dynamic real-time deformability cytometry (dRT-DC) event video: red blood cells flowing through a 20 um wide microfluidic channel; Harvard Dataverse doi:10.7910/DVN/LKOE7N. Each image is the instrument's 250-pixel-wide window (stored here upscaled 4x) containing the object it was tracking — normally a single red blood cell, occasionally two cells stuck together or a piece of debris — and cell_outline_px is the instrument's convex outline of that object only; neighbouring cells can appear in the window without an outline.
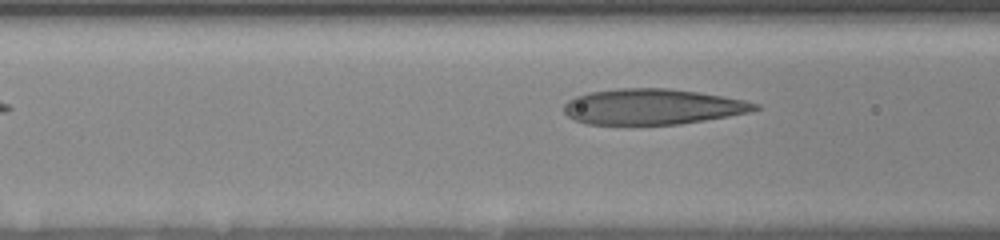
{"species": "human", "species_latin": "Homo sapiens", "temperature_condition": "room temperature", "stored_images_in_passage": 19, "camera_frame_rate_fps": 3000, "um_per_image_px": 0.085, "donor": {"sex": "female"}, "frame": {"image": 1, "passage_image": 6, "time_ms": 1.667, "image_size_px": [1000, 240], "cell_outline_px": [[760, 108], [748, 112], [728, 116], [680, 124], [628, 128], [588, 124], [576, 120], [568, 116], [564, 112], [564, 104], [568, 100], [576, 96], [588, 92], [620, 88], [668, 88], [696, 92], [744, 100], [760, 104]], "centroid_in_image_um": [55.38, 9.12], "position_along_channel_um": 111.2, "area_um2": 40.69}}
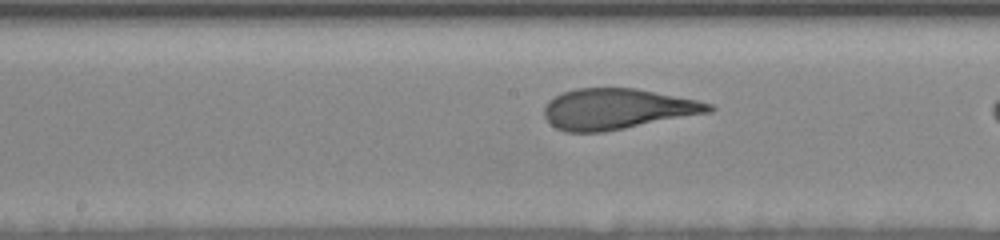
{"frame": {"image": 2, "passage_image": 16, "time_ms": 4.0, "image_size_px": [1000, 240], "cell_outline_px": [[716, 108], [712, 112], [604, 132], [568, 132], [556, 128], [544, 116], [544, 108], [548, 100], [560, 92], [576, 88], [636, 88], [696, 100], [712, 104]], "centroid_in_image_um": [52.45, 9.26], "position_along_channel_um": 195.8, "area_um2": 39.07}}